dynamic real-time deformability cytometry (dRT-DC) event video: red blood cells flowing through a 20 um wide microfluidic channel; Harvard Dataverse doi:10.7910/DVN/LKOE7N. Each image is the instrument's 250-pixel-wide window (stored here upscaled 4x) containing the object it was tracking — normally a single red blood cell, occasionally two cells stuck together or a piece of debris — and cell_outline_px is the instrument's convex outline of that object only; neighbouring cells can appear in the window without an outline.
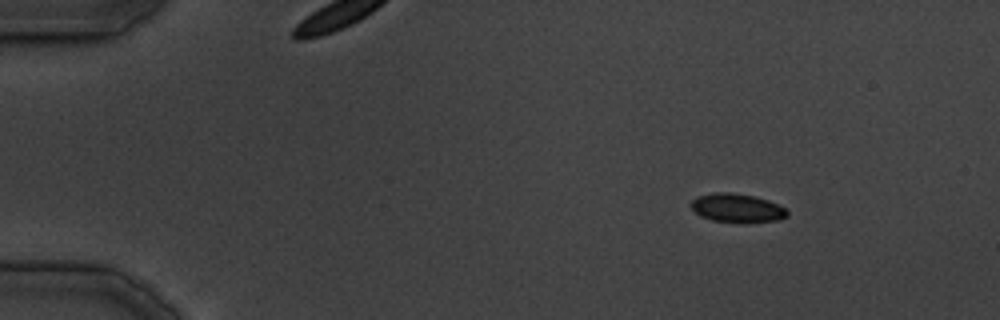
{"species": "common noctule bat (a hibernating species)", "species_latin": "Nyctalus noctula", "temperature_condition": "cold", "stored_images_in_passage": 40, "camera_frame_rate_fps": 3000, "um_per_image_px": 0.085, "animal": {"sex": "male", "body_mass_g": 19.5, "forearm_length_mm": 54.6}, "frame": {"image": 1, "passage_image": 5, "time_ms": 4.667, "image_size_px": [1000, 320], "cell_outline_px": [[788, 216], [780, 220], [712, 220], [700, 216], [688, 204], [696, 196], [716, 192], [732, 192], [756, 196], [768, 200], [788, 208]], "centroid_in_image_um": [62.64, 17.62], "position_along_channel_um": 22.4, "area_um2": 15.72}}
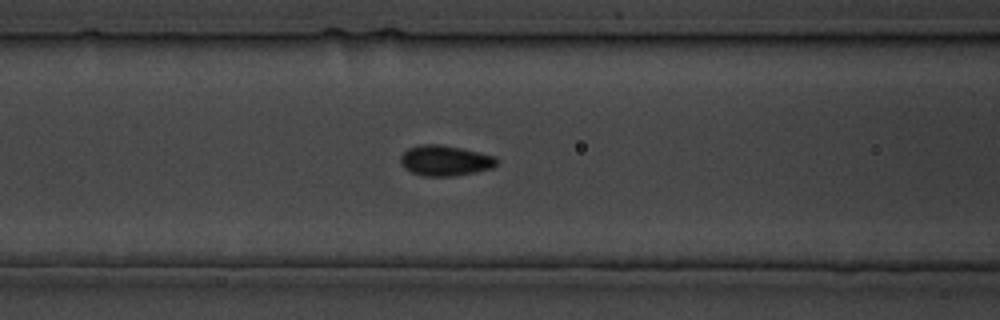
{"frame": {"image": 2, "passage_image": 17, "time_ms": 18.333, "image_size_px": [1000, 320], "cell_outline_px": [[500, 164], [492, 168], [476, 172], [452, 176], [424, 176], [412, 172], [404, 168], [400, 164], [400, 156], [408, 148], [420, 144], [440, 144], [460, 148], [496, 156], [500, 160]], "centroid_in_image_um": [37.86, 13.65], "position_along_channel_um": 128.7, "area_um2": 17.28}}
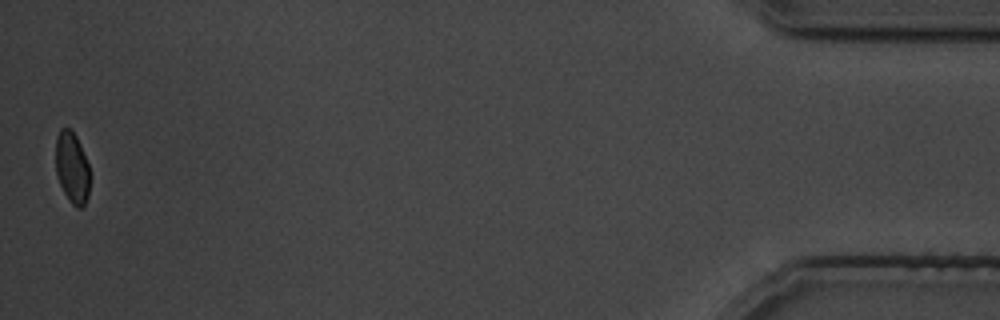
{"frame": {"image": 3, "passage_image": 40, "time_ms": 44.667, "image_size_px": [1000, 320], "cell_outline_px": [[88, 196], [84, 204], [80, 208], [76, 208], [68, 200], [60, 184], [56, 172], [56, 136], [60, 128], [72, 128], [80, 144], [88, 164]], "centroid_in_image_um": [6.1, 14.22], "position_along_channel_um": 429.1, "area_um2": 14.1}}